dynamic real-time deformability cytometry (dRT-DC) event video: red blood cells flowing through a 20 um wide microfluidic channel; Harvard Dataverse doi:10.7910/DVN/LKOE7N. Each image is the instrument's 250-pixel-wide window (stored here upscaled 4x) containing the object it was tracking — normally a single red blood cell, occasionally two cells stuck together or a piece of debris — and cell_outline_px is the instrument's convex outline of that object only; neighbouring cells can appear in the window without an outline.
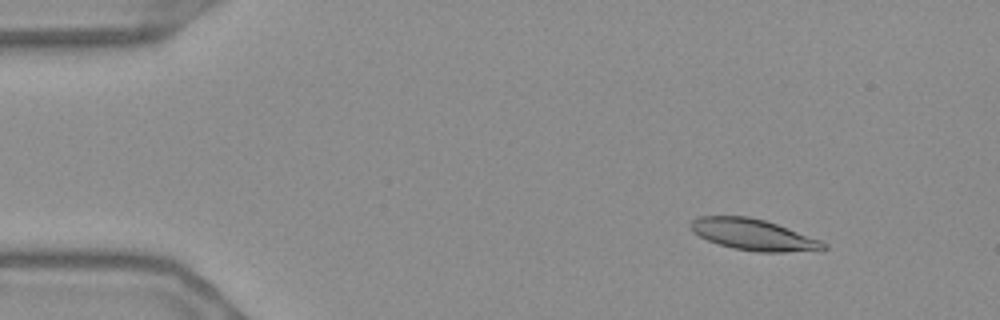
{"species": "Egyptian fruit bat (a non-hibernating species)", "species_latin": "Rousettus aegyptiacus", "temperature_condition": "warm", "stored_images_in_passage": 56, "camera_frame_rate_fps": 3000, "um_per_image_px": 0.085, "frame": {"image": 1, "passage_image": 7, "time_ms": 2.0, "image_size_px": [1000, 320], "cell_outline_px": [[828, 248], [824, 252], [756, 252], [732, 248], [708, 240], [692, 232], [688, 224], [692, 220], [700, 216], [748, 216], [764, 220], [776, 224], [820, 240], [828, 244]], "centroid_in_image_um": [64.1, 19.97], "position_along_channel_um": 20.9, "area_um2": 24.45}}
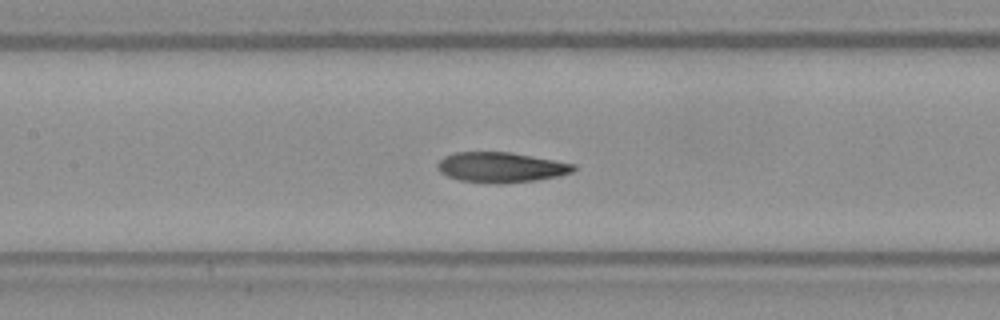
{"frame": {"image": 2, "passage_image": 26, "time_ms": 8.333, "image_size_px": [1000, 320], "cell_outline_px": [[576, 168], [572, 172], [556, 176], [536, 180], [496, 184], [492, 184], [460, 180], [448, 176], [440, 172], [436, 168], [436, 164], [444, 156], [456, 152], [508, 152], [532, 156], [576, 164]], "centroid_in_image_um": [42.55, 14.22], "position_along_channel_um": 164.9, "area_um2": 23.87}}
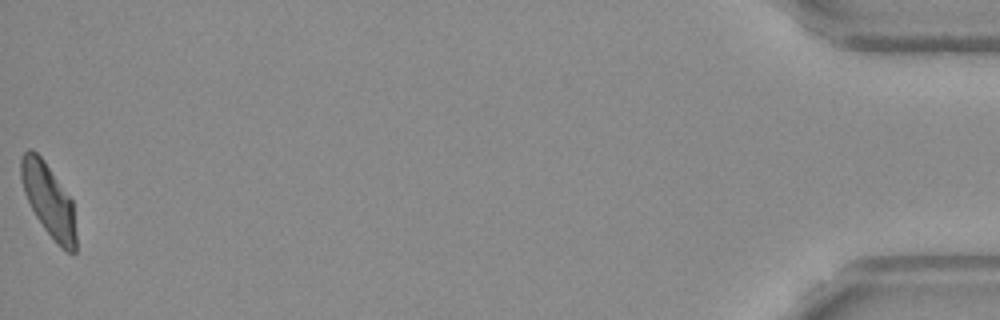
{"frame": {"image": 3, "passage_image": 56, "time_ms": 18.333, "image_size_px": [1000, 320], "cell_outline_px": [[76, 252], [68, 252], [60, 248], [44, 228], [36, 216], [24, 192], [20, 176], [20, 160], [24, 152], [28, 148], [32, 148], [44, 160], [72, 200], [76, 236]], "centroid_in_image_um": [4.13, 17.0], "position_along_channel_um": 431.1, "area_um2": 23.18}, "authors_computed_cell_mechanics": {"area_um2": 24.0448, "velocity_mm_per_s": 3.6548, "shape_relaxation_time_tau1_ms": 10.3085, "shape_relaxation_time_tau2_ms": 3.3075, "deformation_change_tau1": 0.2589, "deformation_change_tau2": 0.0957}}